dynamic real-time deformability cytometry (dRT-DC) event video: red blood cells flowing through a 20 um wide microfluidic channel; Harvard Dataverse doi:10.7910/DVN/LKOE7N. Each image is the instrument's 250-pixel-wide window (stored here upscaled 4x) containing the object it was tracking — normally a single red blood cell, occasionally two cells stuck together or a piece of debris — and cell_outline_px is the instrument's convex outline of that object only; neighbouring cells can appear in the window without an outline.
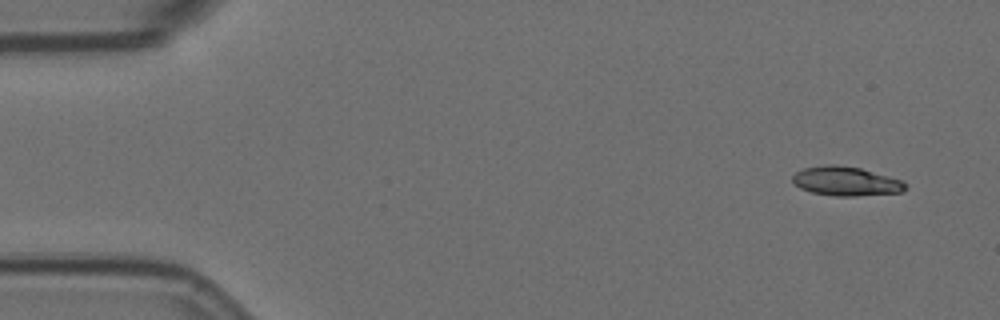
{"species": "Egyptian fruit bat (a non-hibernating species)", "species_latin": "Rousettus aegyptiacus", "temperature_condition": "room temperature", "stored_images_in_passage": 54, "camera_frame_rate_fps": 3000, "um_per_image_px": 0.085, "animal": {"sex": "female"}, "frame": {"image": 1, "passage_image": 1, "time_ms": 0.0, "image_size_px": [1000, 320], "cell_outline_px": [[904, 188], [900, 192], [856, 196], [836, 196], [812, 192], [800, 188], [792, 180], [792, 176], [796, 172], [804, 168], [828, 164], [836, 164], [860, 168], [900, 180], [904, 184]], "centroid_in_image_um": [71.84, 15.4], "position_along_channel_um": 13.2, "area_um2": 18.79}}
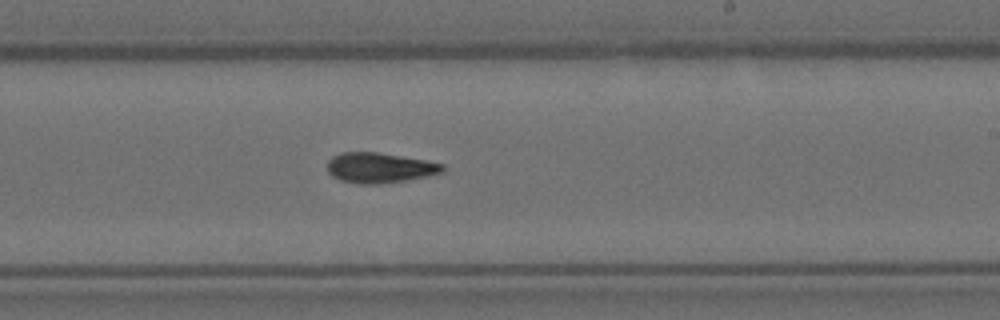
{"frame": {"image": 2, "passage_image": 31, "time_ms": 10.0, "image_size_px": [1000, 320], "cell_outline_px": [[444, 172], [428, 176], [408, 180], [376, 184], [360, 184], [340, 180], [332, 176], [328, 172], [328, 160], [332, 156], [340, 152], [376, 152], [424, 160], [444, 164]], "centroid_in_image_um": [32.26, 14.26], "position_along_channel_um": 256.7, "area_um2": 20.29}}
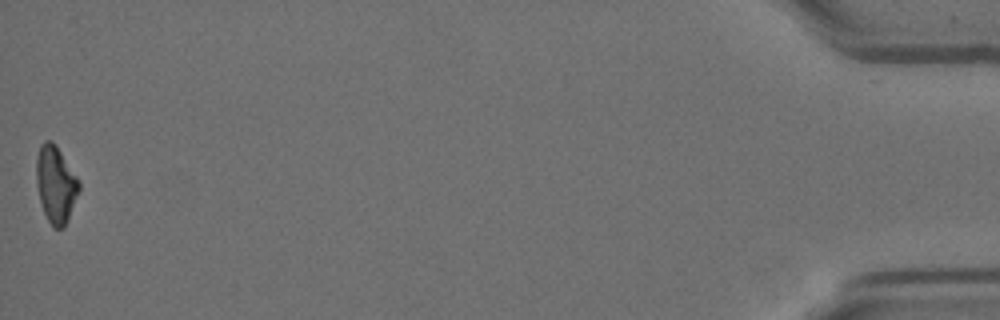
{"frame": {"image": 3, "passage_image": 54, "time_ms": 17.667, "image_size_px": [1000, 320], "cell_outline_px": [[80, 188], [64, 228], [52, 228], [44, 212], [40, 200], [36, 184], [36, 160], [40, 144], [44, 140], [52, 140], [56, 144], [80, 180]], "centroid_in_image_um": [4.73, 15.63], "position_along_channel_um": 430.5, "area_um2": 19.25}, "authors_computed_cell_mechanics": {"area_um2": 19.8832, "velocity_mm_per_s": 3.5684, "shape_relaxation_time_tau1_ms": 10.9337, "shape_relaxation_time_tau2_ms": 8.3483, "deformation_change_tau1": 0.2682, "deformation_change_tau2": 0.1798}}